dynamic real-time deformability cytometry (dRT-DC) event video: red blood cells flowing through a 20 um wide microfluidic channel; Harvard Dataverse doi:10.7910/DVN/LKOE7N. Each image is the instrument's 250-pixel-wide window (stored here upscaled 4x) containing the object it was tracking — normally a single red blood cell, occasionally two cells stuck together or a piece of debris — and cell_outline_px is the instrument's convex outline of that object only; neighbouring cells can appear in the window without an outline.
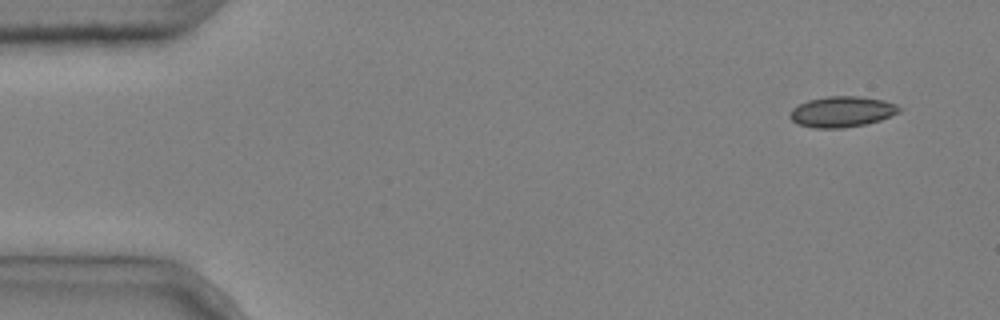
{"species": "common noctule bat (a hibernating species)", "species_latin": "Nyctalus noctula", "temperature_condition": "cold", "stored_images_in_passage": 12, "camera_frame_rate_fps": 3000, "um_per_image_px": 0.085, "animal": {"sex": "male", "body_mass_g": 20.4}, "frame": {"image": 1, "passage_image": 1, "time_ms": 0.0, "image_size_px": [1000, 320], "cell_outline_px": [[904, 108], [900, 112], [880, 120], [864, 124], [844, 128], [812, 128], [800, 124], [792, 120], [788, 116], [788, 112], [792, 108], [808, 100], [828, 96], [860, 96], [884, 100], [896, 104]], "centroid_in_image_um": [71.57, 9.49], "position_along_channel_um": 13.4, "area_um2": 19.71}}
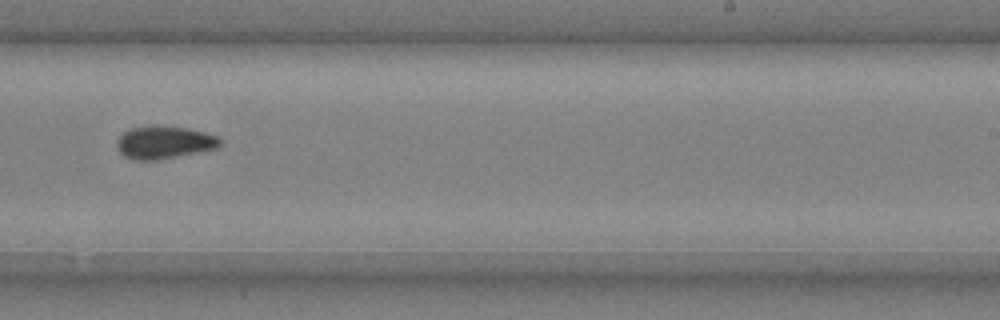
{"frame": {"image": 2, "passage_image": 9, "time_ms": 2.667, "image_size_px": [1000, 320], "cell_outline_px": [[224, 144], [216, 148], [156, 160], [132, 160], [124, 156], [116, 148], [116, 140], [124, 132], [132, 128], [188, 128], [204, 132], [216, 136], [224, 140]], "centroid_in_image_um": [13.97, 12.14], "position_along_channel_um": 275.0, "area_um2": 19.07}}
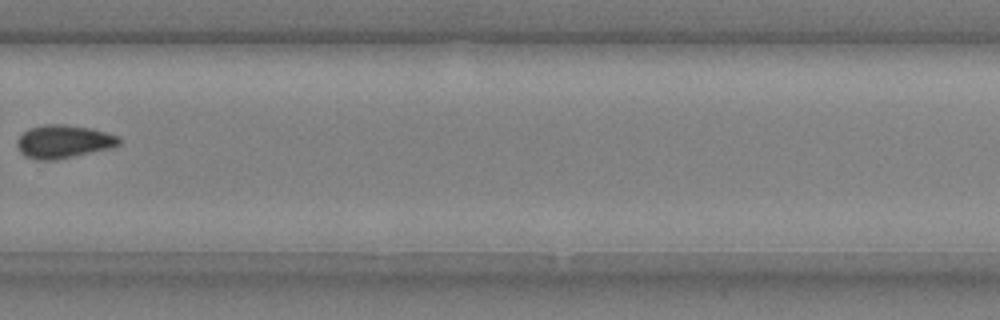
{"frame": {"image": 3, "passage_image": 10, "time_ms": 3.0, "image_size_px": [1000, 320], "cell_outline_px": [[120, 144], [112, 148], [56, 160], [36, 160], [24, 156], [20, 152], [16, 144], [16, 140], [28, 128], [48, 124], [64, 124], [88, 128], [120, 136]], "centroid_in_image_um": [5.38, 12.05], "position_along_channel_um": 324.4, "area_um2": 19.77}}